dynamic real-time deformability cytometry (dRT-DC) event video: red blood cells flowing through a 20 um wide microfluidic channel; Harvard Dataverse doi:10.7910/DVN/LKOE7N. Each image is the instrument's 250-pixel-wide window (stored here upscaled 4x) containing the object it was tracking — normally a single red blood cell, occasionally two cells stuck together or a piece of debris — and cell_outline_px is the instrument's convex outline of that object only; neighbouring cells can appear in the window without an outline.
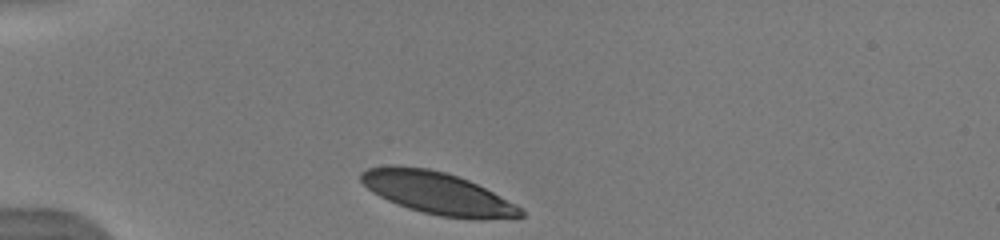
{"species": "human", "species_latin": "Homo sapiens", "temperature_condition": "warm", "stored_images_in_passage": 34, "camera_frame_rate_fps": 3000, "um_per_image_px": 0.085, "donor": {"sex": "male"}, "frame": {"image": 1, "passage_image": 1, "time_ms": 0.0, "image_size_px": [1000, 240], "cell_outline_px": [[524, 216], [516, 220], [480, 220], [440, 216], [408, 208], [388, 200], [372, 192], [360, 180], [360, 172], [368, 168], [392, 164], [428, 168], [444, 172], [468, 180], [516, 204], [524, 212]], "centroid_in_image_um": [37.23, 16.43], "position_along_channel_um": 47.8, "area_um2": 39.54}, "authors_computed_cell_mechanics": {"area_um2": 42.0206, "velocity_mm_per_s": 3.861, "shape_relaxation_time_tau1_ms": 1.9822, "shape_relaxation_time_tau2_ms": null, "deformation_change_tau1": 0.1271, "deformation_change_tau2": null}}